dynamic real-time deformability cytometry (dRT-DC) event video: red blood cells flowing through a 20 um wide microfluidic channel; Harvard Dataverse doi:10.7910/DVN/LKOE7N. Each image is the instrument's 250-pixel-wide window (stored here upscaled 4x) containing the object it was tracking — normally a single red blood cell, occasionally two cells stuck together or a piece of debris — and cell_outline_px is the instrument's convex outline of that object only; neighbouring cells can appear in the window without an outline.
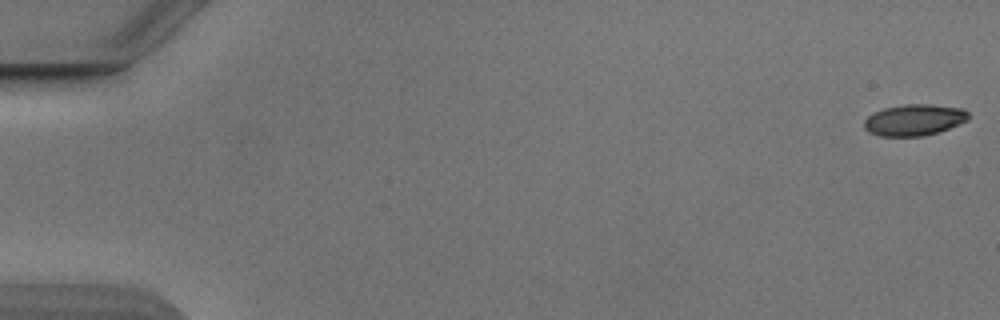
{"species": "Egyptian fruit bat (a non-hibernating species)", "species_latin": "Rousettus aegyptiacus", "temperature_condition": "cold", "stored_images_in_passage": 54, "camera_frame_rate_fps": 3000, "um_per_image_px": 0.085, "animal": {"sex": "male"}, "frame": {"image": 1, "passage_image": 1, "time_ms": 0.0, "image_size_px": [1000, 320], "cell_outline_px": [[972, 116], [968, 120], [960, 124], [924, 136], [880, 136], [868, 132], [864, 128], [864, 120], [868, 116], [884, 108], [904, 104], [932, 104], [964, 108]], "centroid_in_image_um": [77.74, 10.18], "position_along_channel_um": 7.3, "area_um2": 19.19}}
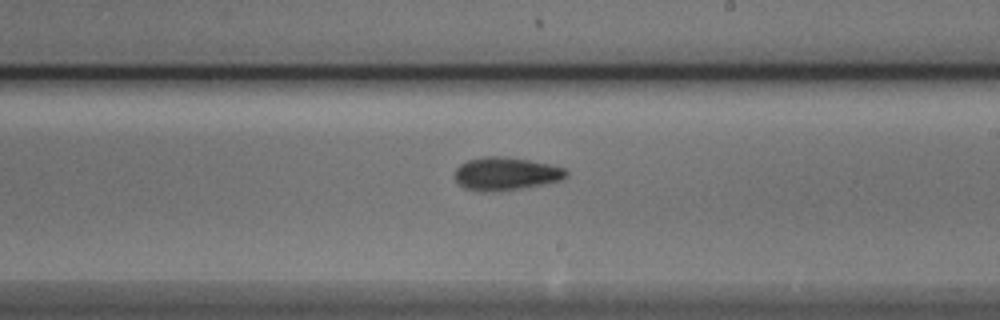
{"frame": {"image": 2, "passage_image": 32, "time_ms": 10.333, "image_size_px": [1000, 320], "cell_outline_px": [[568, 176], [560, 180], [544, 184], [496, 192], [480, 192], [464, 188], [456, 180], [456, 168], [460, 164], [468, 160], [484, 156], [500, 156], [528, 160], [552, 164], [564, 168], [568, 172]], "centroid_in_image_um": [43.0, 14.77], "position_along_channel_um": 246.0, "area_um2": 21.5}}
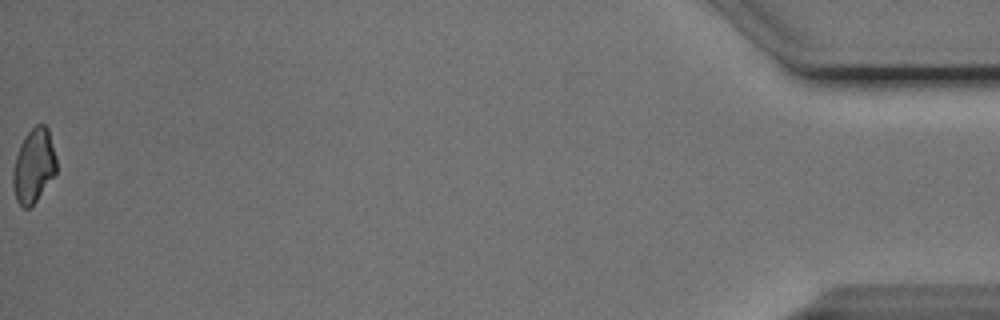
{"frame": {"image": 3, "passage_image": 54, "time_ms": 17.667, "image_size_px": [1000, 320], "cell_outline_px": [[56, 172], [36, 200], [28, 208], [24, 208], [16, 200], [12, 184], [12, 172], [16, 156], [20, 144], [24, 136], [36, 124], [44, 124], [48, 128], [56, 156]], "centroid_in_image_um": [2.85, 14.06], "position_along_channel_um": 432.3, "area_um2": 18.61}, "authors_computed_cell_mechanics": {"area_um2": 20.0855, "velocity_mm_per_s": 3.8825, "shape_relaxation_time_tau1_ms": 4.2713, "shape_relaxation_time_tau2_ms": 3.5534, "deformation_change_tau1": 0.1175, "deformation_change_tau2": 0.0767}}